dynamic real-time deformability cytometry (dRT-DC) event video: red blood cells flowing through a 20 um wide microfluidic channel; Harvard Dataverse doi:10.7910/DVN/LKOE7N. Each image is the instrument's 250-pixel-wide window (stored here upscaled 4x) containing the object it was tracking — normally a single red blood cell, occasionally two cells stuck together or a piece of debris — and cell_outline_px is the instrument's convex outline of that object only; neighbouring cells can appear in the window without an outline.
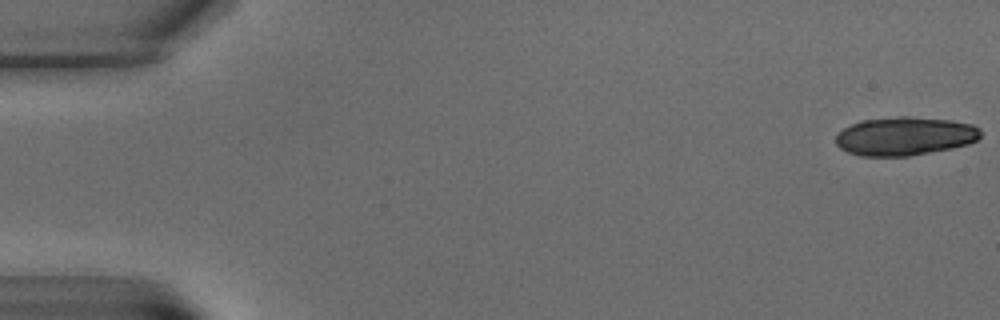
{"species": "common noctule bat (a hibernating species)", "species_latin": "Nyctalus noctula", "temperature_condition": "warm", "stored_images_in_passage": 10, "camera_frame_rate_fps": 3000, "um_per_image_px": 0.085, "animal": {"sex": "male", "body_mass_g": 15.6}, "frame": {"image": 1, "passage_image": 1, "time_ms": 0.0, "image_size_px": [1000, 320], "cell_outline_px": [[980, 136], [976, 140], [968, 144], [952, 148], [908, 156], [860, 156], [848, 152], [840, 148], [836, 144], [836, 136], [844, 128], [860, 120], [900, 116], [908, 116], [952, 120], [972, 124], [980, 128]], "centroid_in_image_um": [76.91, 11.57], "position_along_channel_um": 8.1, "area_um2": 32.54}}
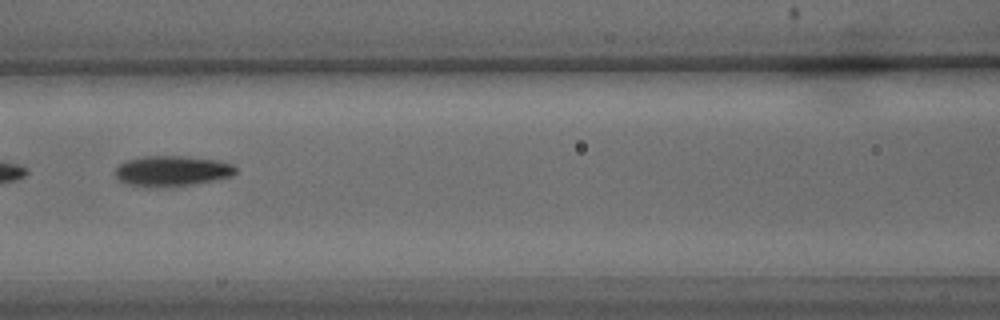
{"frame": {"image": 2, "passage_image": 10, "time_ms": 10.667, "image_size_px": [1000, 320], "cell_outline_px": [[236, 172], [232, 176], [192, 184], [156, 188], [148, 188], [128, 184], [120, 180], [116, 176], [116, 168], [120, 164], [128, 160], [144, 156], [184, 156], [216, 160], [232, 164], [236, 168]], "centroid_in_image_um": [14.6, 14.54], "position_along_channel_um": 152.0, "area_um2": 21.27}}